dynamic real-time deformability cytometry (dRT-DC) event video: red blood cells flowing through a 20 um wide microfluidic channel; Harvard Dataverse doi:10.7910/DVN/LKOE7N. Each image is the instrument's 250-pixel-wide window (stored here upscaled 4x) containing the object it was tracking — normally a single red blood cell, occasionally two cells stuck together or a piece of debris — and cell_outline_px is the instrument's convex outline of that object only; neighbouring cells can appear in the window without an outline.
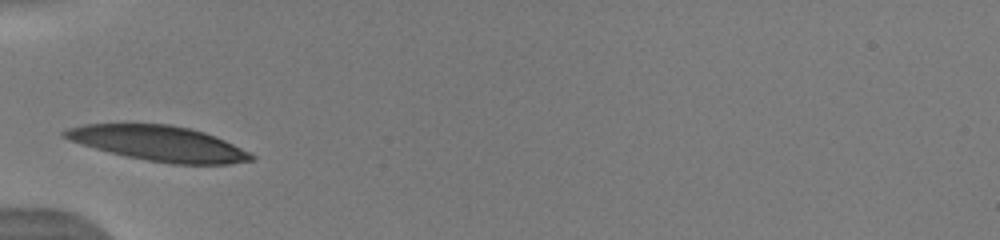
{"species": "human", "species_latin": "Homo sapiens", "temperature_condition": "warm", "stored_images_in_passage": 7, "camera_frame_rate_fps": 3000, "um_per_image_px": 0.085, "donor": {"sex": "male"}, "frame": {"image": 1, "passage_image": 1, "time_ms": 0.0, "image_size_px": [1000, 240], "cell_outline_px": [[256, 160], [228, 164], [172, 164], [124, 156], [96, 148], [60, 136], [60, 132], [68, 128], [84, 124], [168, 124], [188, 128], [204, 132], [224, 140], [256, 156]], "centroid_in_image_um": [13.5, 12.19], "position_along_channel_um": 71.5, "area_um2": 37.86}}